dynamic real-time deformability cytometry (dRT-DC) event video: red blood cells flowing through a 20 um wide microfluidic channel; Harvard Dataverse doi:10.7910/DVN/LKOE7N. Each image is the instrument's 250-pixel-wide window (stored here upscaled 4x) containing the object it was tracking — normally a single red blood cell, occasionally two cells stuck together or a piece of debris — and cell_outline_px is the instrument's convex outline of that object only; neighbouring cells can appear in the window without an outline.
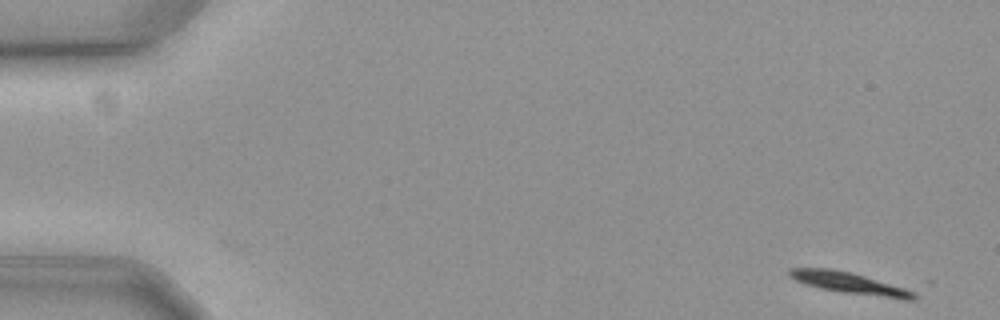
{"species": "common noctule bat (a hibernating species)", "species_latin": "Nyctalus noctula", "temperature_condition": "cold", "stored_images_in_passage": 58, "camera_frame_rate_fps": 3000, "um_per_image_px": 0.085, "animal": {"sex": "female", "body_mass_g": 19.3, "forearm_length_mm": 54.1}, "frame": {"image": 1, "passage_image": 1, "time_ms": 0.0, "image_size_px": [1000, 320], "cell_outline_px": [[916, 300], [904, 300], [844, 292], [820, 288], [796, 280], [788, 276], [788, 268], [832, 268], [852, 272], [904, 288], [916, 292]], "centroid_in_image_um": [72.22, 24.06], "position_along_channel_um": 12.8, "area_um2": 15.37}}
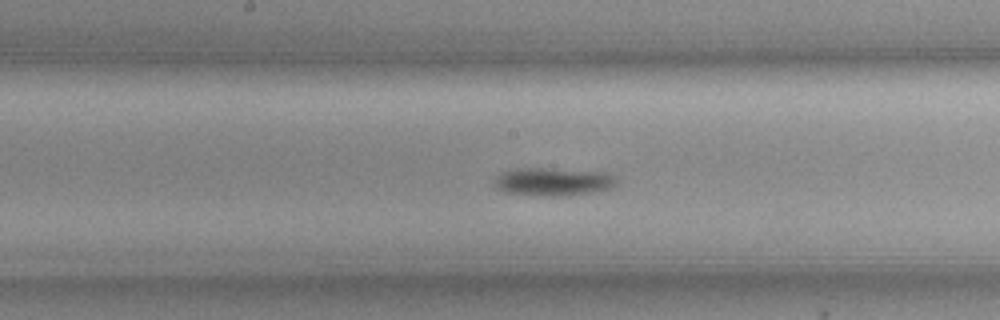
{"frame": {"image": 2, "passage_image": 29, "time_ms": 9.333, "image_size_px": [1000, 320], "cell_outline_px": [[616, 184], [612, 188], [592, 192], [568, 196], [548, 196], [504, 192], [496, 188], [492, 184], [492, 180], [500, 172], [516, 168], [544, 168], [604, 172], [612, 176], [616, 180]], "centroid_in_image_um": [46.94, 15.44], "position_along_channel_um": 201.3, "area_um2": 20.11}}
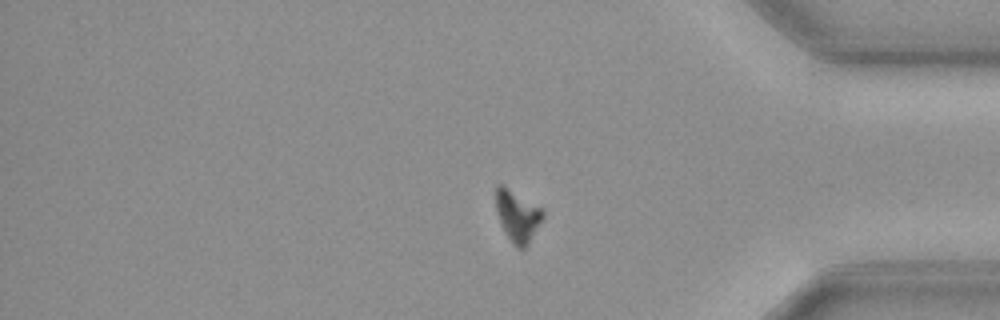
{"frame": {"image": 3, "passage_image": 47, "time_ms": 15.333, "image_size_px": [1000, 320], "cell_outline_px": [[544, 216], [528, 244], [524, 248], [516, 248], [512, 244], [496, 212], [496, 188], [500, 184], [544, 208]], "centroid_in_image_um": [44.02, 18.36], "position_along_channel_um": 391.2, "area_um2": 13.81}, "authors_computed_cell_mechanics": {"area_um2": 16.7331, "velocity_mm_per_s": 3.5339, "shape_relaxation_time_tau1_ms": 3.8792, "shape_relaxation_time_tau2_ms": 8.5913, "deformation_change_tau1": 0.196, "deformation_change_tau2": 0.0738}}